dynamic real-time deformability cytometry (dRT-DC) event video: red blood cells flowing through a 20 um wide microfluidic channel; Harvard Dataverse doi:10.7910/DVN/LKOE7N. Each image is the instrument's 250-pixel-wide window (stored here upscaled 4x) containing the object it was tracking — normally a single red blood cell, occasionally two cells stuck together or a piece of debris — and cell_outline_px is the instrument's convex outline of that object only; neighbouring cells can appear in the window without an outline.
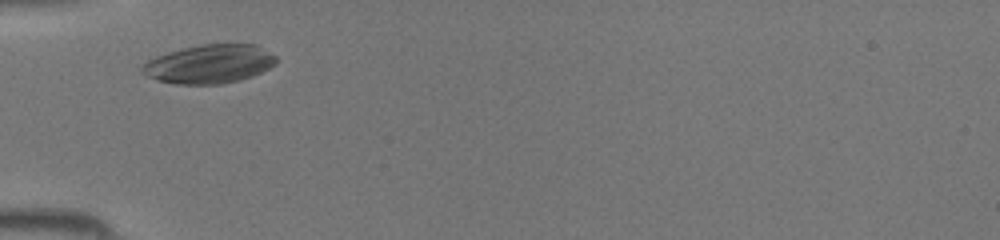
{"species": "common noctule bat (a hibernating species)", "species_latin": "Nyctalus noctula", "temperature_condition": "room temperature", "stored_images_in_passage": 27, "camera_frame_rate_fps": 3000, "um_per_image_px": 0.085, "animal": {"sex": "female", "body_mass_g": 19.5, "forearm_length_mm": 54.1}, "frame": {"image": 1, "passage_image": 2, "time_ms": 0.333, "image_size_px": [1000, 240], "cell_outline_px": [[276, 64], [252, 76], [220, 84], [176, 84], [156, 80], [144, 76], [140, 72], [140, 68], [148, 60], [156, 56], [168, 52], [200, 44], [256, 44], [276, 56]], "centroid_in_image_um": [17.75, 5.44], "position_along_channel_um": 67.2, "area_um2": 30.23}}
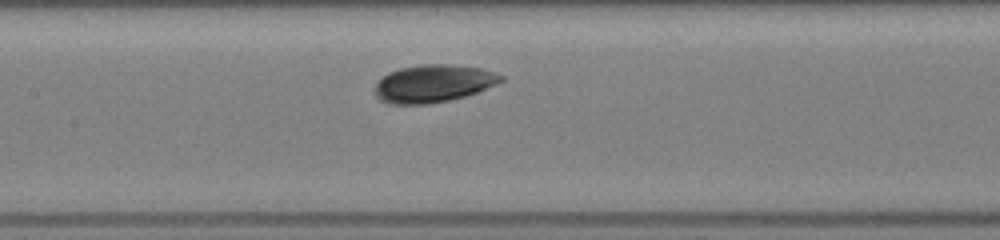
{"frame": {"image": 2, "passage_image": 9, "time_ms": 2.667, "image_size_px": [1000, 240], "cell_outline_px": [[504, 80], [496, 84], [476, 92], [464, 96], [448, 100], [428, 104], [388, 104], [380, 100], [372, 92], [372, 88], [388, 72], [400, 68], [420, 64], [452, 64], [484, 68], [496, 72], [504, 76]], "centroid_in_image_um": [36.81, 7.09], "position_along_channel_um": 170.6, "area_um2": 27.92}}
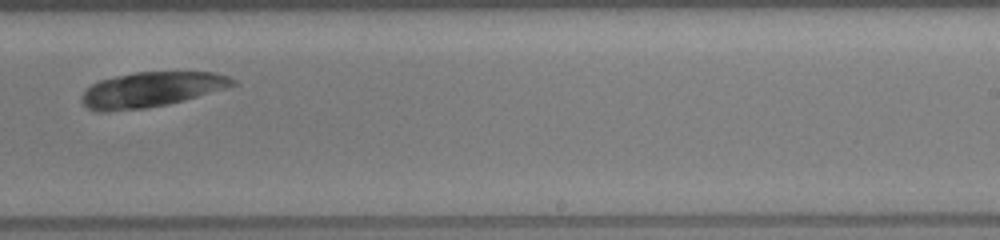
{"frame": {"image": 3, "passage_image": 16, "time_ms": 5.0, "image_size_px": [1000, 240], "cell_outline_px": [[236, 84], [228, 88], [184, 100], [168, 104], [144, 108], [108, 112], [96, 112], [88, 108], [80, 100], [80, 96], [92, 84], [100, 80], [116, 76], [136, 72], [216, 72], [228, 76], [236, 80]], "centroid_in_image_um": [12.86, 7.62], "position_along_channel_um": 276.1, "area_um2": 30.92}}